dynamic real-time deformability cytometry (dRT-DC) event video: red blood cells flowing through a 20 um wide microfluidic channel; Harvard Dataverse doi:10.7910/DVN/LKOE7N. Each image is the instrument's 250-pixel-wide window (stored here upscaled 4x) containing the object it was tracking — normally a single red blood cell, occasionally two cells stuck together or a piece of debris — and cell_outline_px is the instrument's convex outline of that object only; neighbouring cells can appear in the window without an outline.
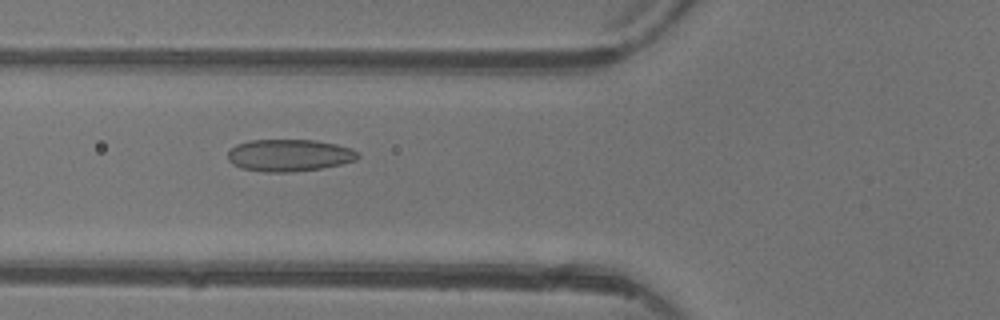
{"species": "common noctule bat (a hibernating species)", "species_latin": "Nyctalus noctula", "temperature_condition": "warm", "stored_images_in_passage": 6, "camera_frame_rate_fps": 3000, "um_per_image_px": 0.085, "animal": {"sex": "female"}, "frame": {"image": 1, "passage_image": 5, "time_ms": 5.667, "image_size_px": [1000, 320], "cell_outline_px": [[360, 156], [356, 160], [340, 164], [320, 168], [288, 172], [264, 172], [240, 168], [232, 164], [228, 160], [228, 152], [236, 144], [248, 140], [316, 140], [336, 144], [352, 148], [360, 152]], "centroid_in_image_um": [24.58, 13.19], "position_along_channel_um": 101.2, "area_um2": 24.45}}
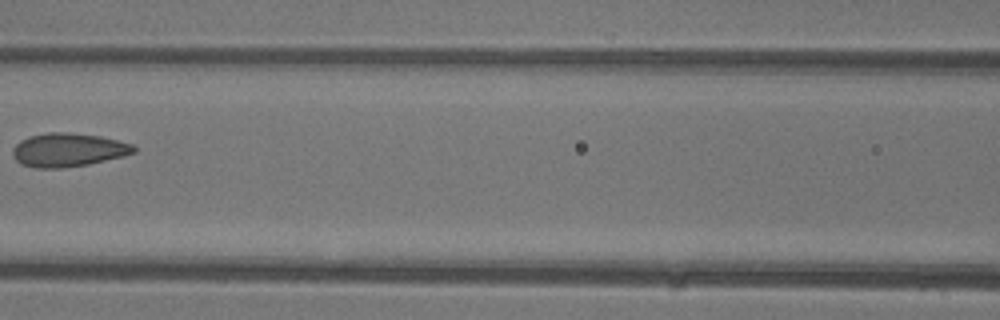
{"frame": {"image": 2, "passage_image": 6, "time_ms": 7.0, "image_size_px": [1000, 320], "cell_outline_px": [[136, 152], [124, 156], [88, 164], [60, 168], [36, 168], [20, 164], [16, 160], [12, 152], [12, 148], [20, 140], [28, 136], [48, 132], [64, 132], [100, 136], [132, 144], [136, 148]], "centroid_in_image_um": [5.77, 12.74], "position_along_channel_um": 160.8, "area_um2": 23.7}}